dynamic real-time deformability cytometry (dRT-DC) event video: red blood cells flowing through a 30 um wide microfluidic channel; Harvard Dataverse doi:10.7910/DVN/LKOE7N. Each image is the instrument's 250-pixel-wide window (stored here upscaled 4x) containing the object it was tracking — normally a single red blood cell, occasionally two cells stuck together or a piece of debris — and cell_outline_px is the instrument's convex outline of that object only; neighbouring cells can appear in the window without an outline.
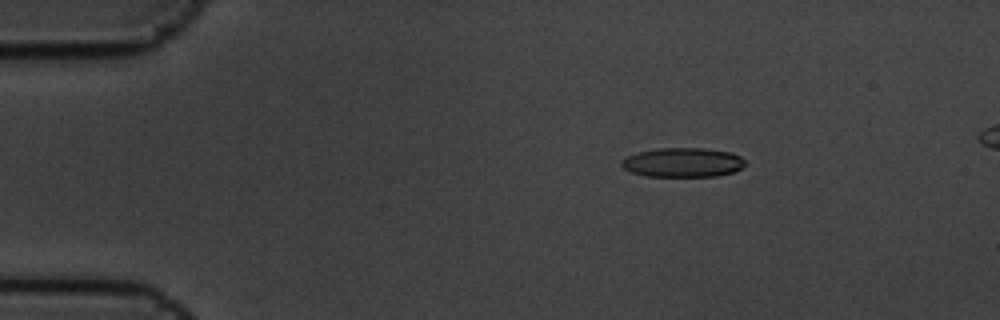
{"species": "common noctule bat (a hibernating species)", "species_latin": "Nyctalus noctula", "temperature_condition": "cold", "stored_images_in_passage": 4, "camera_frame_rate_fps": 3000, "um_per_image_px": 0.085, "animal": {"sex": "male", "body_mass_g": 19.5, "forearm_length_mm": 54.6}, "frame": {"image": 1, "passage_image": 1, "time_ms": 0.0, "image_size_px": [1000, 320], "cell_outline_px": [[744, 164], [740, 168], [732, 172], [716, 176], [644, 176], [632, 172], [624, 168], [620, 164], [620, 160], [636, 152], [656, 148], [704, 148], [732, 152], [740, 156], [744, 160]], "centroid_in_image_um": [58.0, 13.8], "position_along_channel_um": 27.0, "area_um2": 21.15}}